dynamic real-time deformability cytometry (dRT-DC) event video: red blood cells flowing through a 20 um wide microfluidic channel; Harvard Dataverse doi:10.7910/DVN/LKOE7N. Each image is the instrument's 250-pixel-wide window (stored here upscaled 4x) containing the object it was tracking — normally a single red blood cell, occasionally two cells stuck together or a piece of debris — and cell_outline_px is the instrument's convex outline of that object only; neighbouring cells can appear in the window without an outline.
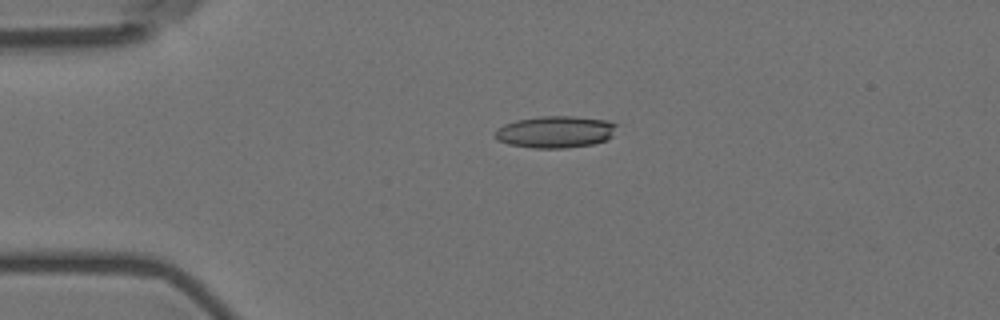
{"species": "Egyptian fruit bat (a non-hibernating species)", "species_latin": "Rousettus aegyptiacus", "temperature_condition": "room temperature", "stored_images_in_passage": 4, "camera_frame_rate_fps": 3000, "um_per_image_px": 0.085, "animal": {"sex": "female"}, "frame": {"image": 1, "passage_image": 3, "time_ms": 2.333, "image_size_px": [1000, 320], "cell_outline_px": [[616, 124], [612, 136], [604, 140], [592, 144], [568, 148], [532, 148], [508, 144], [496, 140], [492, 136], [492, 132], [496, 128], [504, 124], [516, 120], [540, 116], [576, 116], [608, 120]], "centroid_in_image_um": [47.13, 11.21], "position_along_channel_um": 37.9, "area_um2": 22.89}}